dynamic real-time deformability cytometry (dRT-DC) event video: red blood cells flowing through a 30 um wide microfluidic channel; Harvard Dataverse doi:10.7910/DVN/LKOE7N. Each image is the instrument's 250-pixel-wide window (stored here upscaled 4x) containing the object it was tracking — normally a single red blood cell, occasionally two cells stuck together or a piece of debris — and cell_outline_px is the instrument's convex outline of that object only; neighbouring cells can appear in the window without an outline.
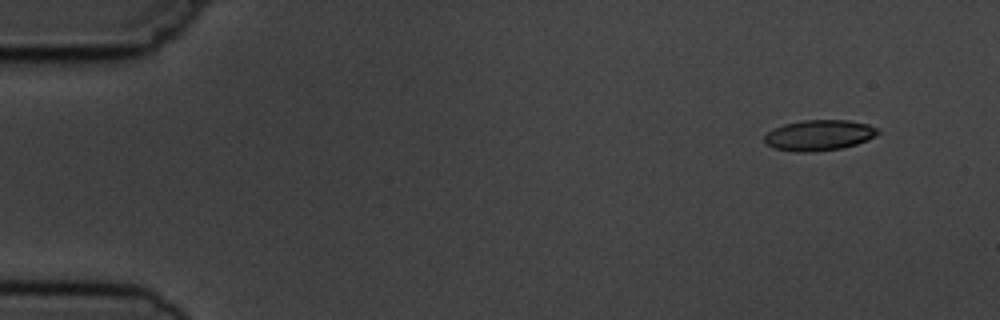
{"species": "common noctule bat (a hibernating species)", "species_latin": "Nyctalus noctula", "temperature_condition": "cold", "stored_images_in_passage": 7, "camera_frame_rate_fps": 3000, "um_per_image_px": 0.085, "animal": {"sex": "male", "body_mass_g": 19.5, "forearm_length_mm": 54.6}, "frame": {"image": 1, "passage_image": 1, "time_ms": 0.0, "image_size_px": [1000, 320], "cell_outline_px": [[880, 132], [876, 136], [868, 140], [856, 144], [840, 148], [816, 152], [796, 152], [772, 148], [764, 144], [764, 136], [768, 132], [784, 124], [804, 120], [848, 120], [868, 124], [876, 128]], "centroid_in_image_um": [69.61, 11.5], "position_along_channel_um": 15.4, "area_um2": 20.35}}
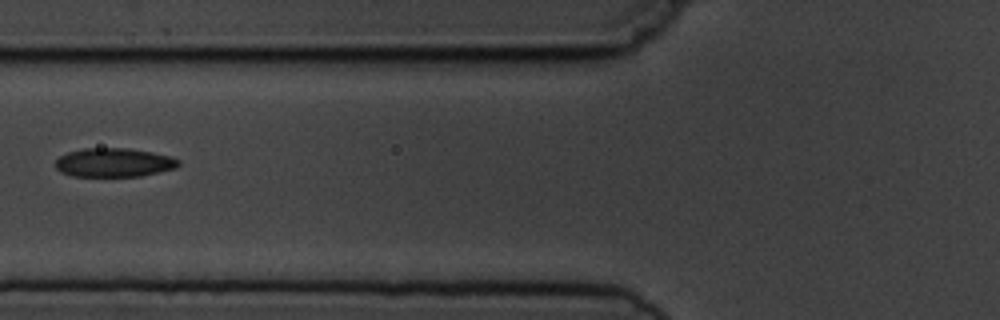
{"frame": {"image": 2, "passage_image": 6, "time_ms": 5.667, "image_size_px": [1000, 320], "cell_outline_px": [[180, 164], [176, 168], [140, 176], [72, 176], [60, 172], [56, 168], [56, 160], [60, 156], [68, 152], [84, 148], [128, 148], [152, 152], [172, 156], [180, 160]], "centroid_in_image_um": [9.7, 13.81], "position_along_channel_um": 116.1, "area_um2": 20.75}}
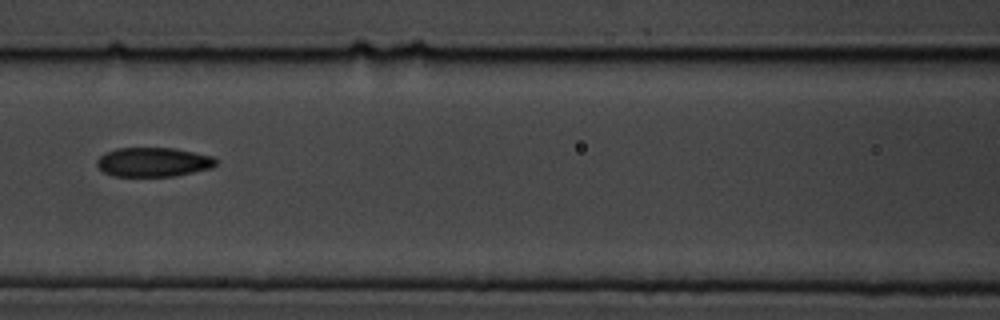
{"frame": {"image": 3, "passage_image": 7, "time_ms": 6.667, "image_size_px": [1000, 320], "cell_outline_px": [[216, 164], [212, 168], [172, 176], [112, 176], [104, 172], [96, 164], [96, 160], [100, 156], [116, 148], [176, 148], [212, 156], [216, 160]], "centroid_in_image_um": [13.02, 13.77], "position_along_channel_um": 153.6, "area_um2": 20.17}}